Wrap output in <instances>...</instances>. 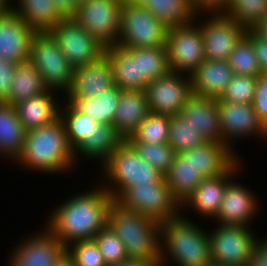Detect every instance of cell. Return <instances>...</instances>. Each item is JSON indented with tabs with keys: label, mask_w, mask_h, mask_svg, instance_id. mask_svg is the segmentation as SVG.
I'll list each match as a JSON object with an SVG mask.
<instances>
[{
	"label": "cell",
	"mask_w": 267,
	"mask_h": 266,
	"mask_svg": "<svg viewBox=\"0 0 267 266\" xmlns=\"http://www.w3.org/2000/svg\"><path fill=\"white\" fill-rule=\"evenodd\" d=\"M91 186L66 198L49 212L43 224L65 247L93 239L108 224V210L114 199L98 181Z\"/></svg>",
	"instance_id": "obj_1"
},
{
	"label": "cell",
	"mask_w": 267,
	"mask_h": 266,
	"mask_svg": "<svg viewBox=\"0 0 267 266\" xmlns=\"http://www.w3.org/2000/svg\"><path fill=\"white\" fill-rule=\"evenodd\" d=\"M14 163L43 175L75 173L78 165L61 119L27 131L22 153Z\"/></svg>",
	"instance_id": "obj_2"
},
{
	"label": "cell",
	"mask_w": 267,
	"mask_h": 266,
	"mask_svg": "<svg viewBox=\"0 0 267 266\" xmlns=\"http://www.w3.org/2000/svg\"><path fill=\"white\" fill-rule=\"evenodd\" d=\"M59 118L65 128L68 143L74 151L77 165L82 158L100 165L125 140L110 124H101L78 111L65 100L60 106ZM81 158V159H80Z\"/></svg>",
	"instance_id": "obj_3"
},
{
	"label": "cell",
	"mask_w": 267,
	"mask_h": 266,
	"mask_svg": "<svg viewBox=\"0 0 267 266\" xmlns=\"http://www.w3.org/2000/svg\"><path fill=\"white\" fill-rule=\"evenodd\" d=\"M186 216L180 213L160 224V266H208L212 263L208 231Z\"/></svg>",
	"instance_id": "obj_4"
},
{
	"label": "cell",
	"mask_w": 267,
	"mask_h": 266,
	"mask_svg": "<svg viewBox=\"0 0 267 266\" xmlns=\"http://www.w3.org/2000/svg\"><path fill=\"white\" fill-rule=\"evenodd\" d=\"M108 225L125 246L128 259L160 266V224L122 207L115 200L108 210Z\"/></svg>",
	"instance_id": "obj_5"
},
{
	"label": "cell",
	"mask_w": 267,
	"mask_h": 266,
	"mask_svg": "<svg viewBox=\"0 0 267 266\" xmlns=\"http://www.w3.org/2000/svg\"><path fill=\"white\" fill-rule=\"evenodd\" d=\"M99 167L102 179L98 183L114 200L128 187L154 185L164 178V174L144 161L127 141L117 147Z\"/></svg>",
	"instance_id": "obj_6"
},
{
	"label": "cell",
	"mask_w": 267,
	"mask_h": 266,
	"mask_svg": "<svg viewBox=\"0 0 267 266\" xmlns=\"http://www.w3.org/2000/svg\"><path fill=\"white\" fill-rule=\"evenodd\" d=\"M28 60L41 74L44 86L64 97L73 83L74 68L50 32L33 34Z\"/></svg>",
	"instance_id": "obj_7"
},
{
	"label": "cell",
	"mask_w": 267,
	"mask_h": 266,
	"mask_svg": "<svg viewBox=\"0 0 267 266\" xmlns=\"http://www.w3.org/2000/svg\"><path fill=\"white\" fill-rule=\"evenodd\" d=\"M169 27L144 6L123 1L117 45L124 48L166 46Z\"/></svg>",
	"instance_id": "obj_8"
},
{
	"label": "cell",
	"mask_w": 267,
	"mask_h": 266,
	"mask_svg": "<svg viewBox=\"0 0 267 266\" xmlns=\"http://www.w3.org/2000/svg\"><path fill=\"white\" fill-rule=\"evenodd\" d=\"M122 207L162 224L180 214L165 178L154 185L128 187L116 200Z\"/></svg>",
	"instance_id": "obj_9"
},
{
	"label": "cell",
	"mask_w": 267,
	"mask_h": 266,
	"mask_svg": "<svg viewBox=\"0 0 267 266\" xmlns=\"http://www.w3.org/2000/svg\"><path fill=\"white\" fill-rule=\"evenodd\" d=\"M208 231L211 260L223 266H249L258 241L254 228L215 223Z\"/></svg>",
	"instance_id": "obj_10"
},
{
	"label": "cell",
	"mask_w": 267,
	"mask_h": 266,
	"mask_svg": "<svg viewBox=\"0 0 267 266\" xmlns=\"http://www.w3.org/2000/svg\"><path fill=\"white\" fill-rule=\"evenodd\" d=\"M166 48L169 70L190 76L205 60L197 17L191 23L169 27Z\"/></svg>",
	"instance_id": "obj_11"
},
{
	"label": "cell",
	"mask_w": 267,
	"mask_h": 266,
	"mask_svg": "<svg viewBox=\"0 0 267 266\" xmlns=\"http://www.w3.org/2000/svg\"><path fill=\"white\" fill-rule=\"evenodd\" d=\"M123 0H88L78 5L76 22L106 48L117 45Z\"/></svg>",
	"instance_id": "obj_12"
},
{
	"label": "cell",
	"mask_w": 267,
	"mask_h": 266,
	"mask_svg": "<svg viewBox=\"0 0 267 266\" xmlns=\"http://www.w3.org/2000/svg\"><path fill=\"white\" fill-rule=\"evenodd\" d=\"M196 17L203 36L205 59L227 61L245 36L246 28L222 13L196 14Z\"/></svg>",
	"instance_id": "obj_13"
},
{
	"label": "cell",
	"mask_w": 267,
	"mask_h": 266,
	"mask_svg": "<svg viewBox=\"0 0 267 266\" xmlns=\"http://www.w3.org/2000/svg\"><path fill=\"white\" fill-rule=\"evenodd\" d=\"M50 34L74 69L100 59L106 47L81 27L74 18L60 21Z\"/></svg>",
	"instance_id": "obj_14"
},
{
	"label": "cell",
	"mask_w": 267,
	"mask_h": 266,
	"mask_svg": "<svg viewBox=\"0 0 267 266\" xmlns=\"http://www.w3.org/2000/svg\"><path fill=\"white\" fill-rule=\"evenodd\" d=\"M222 144H226L238 156L235 149L239 139L261 138L264 142L265 127L260 122L252 104L217 101ZM238 139V140H237ZM237 141V142H236ZM236 142V143H235Z\"/></svg>",
	"instance_id": "obj_15"
},
{
	"label": "cell",
	"mask_w": 267,
	"mask_h": 266,
	"mask_svg": "<svg viewBox=\"0 0 267 266\" xmlns=\"http://www.w3.org/2000/svg\"><path fill=\"white\" fill-rule=\"evenodd\" d=\"M41 229L18 239L6 266H54L63 257L66 247L45 226Z\"/></svg>",
	"instance_id": "obj_16"
},
{
	"label": "cell",
	"mask_w": 267,
	"mask_h": 266,
	"mask_svg": "<svg viewBox=\"0 0 267 266\" xmlns=\"http://www.w3.org/2000/svg\"><path fill=\"white\" fill-rule=\"evenodd\" d=\"M145 93L151 113L178 115L192 95L190 76L169 71L166 75L150 81Z\"/></svg>",
	"instance_id": "obj_17"
},
{
	"label": "cell",
	"mask_w": 267,
	"mask_h": 266,
	"mask_svg": "<svg viewBox=\"0 0 267 266\" xmlns=\"http://www.w3.org/2000/svg\"><path fill=\"white\" fill-rule=\"evenodd\" d=\"M240 157L226 172L219 176L204 178L200 185L180 205V213L193 212L206 220L213 221L219 213L227 184L243 171V162ZM187 209H189L187 211ZM192 209V210H191ZM191 210V211H190Z\"/></svg>",
	"instance_id": "obj_18"
},
{
	"label": "cell",
	"mask_w": 267,
	"mask_h": 266,
	"mask_svg": "<svg viewBox=\"0 0 267 266\" xmlns=\"http://www.w3.org/2000/svg\"><path fill=\"white\" fill-rule=\"evenodd\" d=\"M237 177L238 175L227 184L219 213L214 221L221 225L253 228V221L257 220L262 207L261 201H258L261 199L256 196L257 192L254 194L249 187L236 181Z\"/></svg>",
	"instance_id": "obj_19"
},
{
	"label": "cell",
	"mask_w": 267,
	"mask_h": 266,
	"mask_svg": "<svg viewBox=\"0 0 267 266\" xmlns=\"http://www.w3.org/2000/svg\"><path fill=\"white\" fill-rule=\"evenodd\" d=\"M114 86L112 63L104 54L97 61L74 69L73 83L63 100L73 104L79 98H93Z\"/></svg>",
	"instance_id": "obj_20"
},
{
	"label": "cell",
	"mask_w": 267,
	"mask_h": 266,
	"mask_svg": "<svg viewBox=\"0 0 267 266\" xmlns=\"http://www.w3.org/2000/svg\"><path fill=\"white\" fill-rule=\"evenodd\" d=\"M34 33L13 10L0 16V58L16 64L28 61Z\"/></svg>",
	"instance_id": "obj_21"
},
{
	"label": "cell",
	"mask_w": 267,
	"mask_h": 266,
	"mask_svg": "<svg viewBox=\"0 0 267 266\" xmlns=\"http://www.w3.org/2000/svg\"><path fill=\"white\" fill-rule=\"evenodd\" d=\"M203 178L215 177L226 172L241 156L226 144L206 142L202 146L179 154Z\"/></svg>",
	"instance_id": "obj_22"
},
{
	"label": "cell",
	"mask_w": 267,
	"mask_h": 266,
	"mask_svg": "<svg viewBox=\"0 0 267 266\" xmlns=\"http://www.w3.org/2000/svg\"><path fill=\"white\" fill-rule=\"evenodd\" d=\"M179 115L207 142L222 143L217 100L192 94L181 108Z\"/></svg>",
	"instance_id": "obj_23"
},
{
	"label": "cell",
	"mask_w": 267,
	"mask_h": 266,
	"mask_svg": "<svg viewBox=\"0 0 267 266\" xmlns=\"http://www.w3.org/2000/svg\"><path fill=\"white\" fill-rule=\"evenodd\" d=\"M105 55L112 63L115 85L121 90H145L148 81L141 75L140 53L135 48L118 45L105 49Z\"/></svg>",
	"instance_id": "obj_24"
},
{
	"label": "cell",
	"mask_w": 267,
	"mask_h": 266,
	"mask_svg": "<svg viewBox=\"0 0 267 266\" xmlns=\"http://www.w3.org/2000/svg\"><path fill=\"white\" fill-rule=\"evenodd\" d=\"M59 94L48 90L44 94L35 95L13 105L26 131L46 126L59 118L62 103L59 99L63 97Z\"/></svg>",
	"instance_id": "obj_25"
},
{
	"label": "cell",
	"mask_w": 267,
	"mask_h": 266,
	"mask_svg": "<svg viewBox=\"0 0 267 266\" xmlns=\"http://www.w3.org/2000/svg\"><path fill=\"white\" fill-rule=\"evenodd\" d=\"M234 75L227 61L205 59L190 75L192 94L218 99Z\"/></svg>",
	"instance_id": "obj_26"
},
{
	"label": "cell",
	"mask_w": 267,
	"mask_h": 266,
	"mask_svg": "<svg viewBox=\"0 0 267 266\" xmlns=\"http://www.w3.org/2000/svg\"><path fill=\"white\" fill-rule=\"evenodd\" d=\"M150 113L145 90H121L113 126L126 141Z\"/></svg>",
	"instance_id": "obj_27"
},
{
	"label": "cell",
	"mask_w": 267,
	"mask_h": 266,
	"mask_svg": "<svg viewBox=\"0 0 267 266\" xmlns=\"http://www.w3.org/2000/svg\"><path fill=\"white\" fill-rule=\"evenodd\" d=\"M26 130L20 122L15 108L0 101V161L14 163L22 153Z\"/></svg>",
	"instance_id": "obj_28"
},
{
	"label": "cell",
	"mask_w": 267,
	"mask_h": 266,
	"mask_svg": "<svg viewBox=\"0 0 267 266\" xmlns=\"http://www.w3.org/2000/svg\"><path fill=\"white\" fill-rule=\"evenodd\" d=\"M12 10L34 32H50L65 19L57 10L54 0H13ZM16 3V4H15Z\"/></svg>",
	"instance_id": "obj_29"
},
{
	"label": "cell",
	"mask_w": 267,
	"mask_h": 266,
	"mask_svg": "<svg viewBox=\"0 0 267 266\" xmlns=\"http://www.w3.org/2000/svg\"><path fill=\"white\" fill-rule=\"evenodd\" d=\"M144 6L153 16L168 27L191 23L196 13L191 0H123Z\"/></svg>",
	"instance_id": "obj_30"
},
{
	"label": "cell",
	"mask_w": 267,
	"mask_h": 266,
	"mask_svg": "<svg viewBox=\"0 0 267 266\" xmlns=\"http://www.w3.org/2000/svg\"><path fill=\"white\" fill-rule=\"evenodd\" d=\"M47 91L48 89L44 86L41 74L28 60L16 64L10 91L4 102L14 105L35 95L44 94Z\"/></svg>",
	"instance_id": "obj_31"
},
{
	"label": "cell",
	"mask_w": 267,
	"mask_h": 266,
	"mask_svg": "<svg viewBox=\"0 0 267 266\" xmlns=\"http://www.w3.org/2000/svg\"><path fill=\"white\" fill-rule=\"evenodd\" d=\"M164 178L173 198L181 205L204 179L177 154Z\"/></svg>",
	"instance_id": "obj_32"
},
{
	"label": "cell",
	"mask_w": 267,
	"mask_h": 266,
	"mask_svg": "<svg viewBox=\"0 0 267 266\" xmlns=\"http://www.w3.org/2000/svg\"><path fill=\"white\" fill-rule=\"evenodd\" d=\"M120 99V88L115 85L93 98H79L72 105L81 113L101 124H113Z\"/></svg>",
	"instance_id": "obj_33"
},
{
	"label": "cell",
	"mask_w": 267,
	"mask_h": 266,
	"mask_svg": "<svg viewBox=\"0 0 267 266\" xmlns=\"http://www.w3.org/2000/svg\"><path fill=\"white\" fill-rule=\"evenodd\" d=\"M168 144L176 154L202 146L207 141L179 114L170 116Z\"/></svg>",
	"instance_id": "obj_34"
},
{
	"label": "cell",
	"mask_w": 267,
	"mask_h": 266,
	"mask_svg": "<svg viewBox=\"0 0 267 266\" xmlns=\"http://www.w3.org/2000/svg\"><path fill=\"white\" fill-rule=\"evenodd\" d=\"M170 116L149 113L127 142H142L145 144L168 143Z\"/></svg>",
	"instance_id": "obj_35"
},
{
	"label": "cell",
	"mask_w": 267,
	"mask_h": 266,
	"mask_svg": "<svg viewBox=\"0 0 267 266\" xmlns=\"http://www.w3.org/2000/svg\"><path fill=\"white\" fill-rule=\"evenodd\" d=\"M266 12L267 0H229L222 14L249 29L261 20Z\"/></svg>",
	"instance_id": "obj_36"
},
{
	"label": "cell",
	"mask_w": 267,
	"mask_h": 266,
	"mask_svg": "<svg viewBox=\"0 0 267 266\" xmlns=\"http://www.w3.org/2000/svg\"><path fill=\"white\" fill-rule=\"evenodd\" d=\"M227 62L235 75L258 77L261 74L254 48L246 36L233 49Z\"/></svg>",
	"instance_id": "obj_37"
},
{
	"label": "cell",
	"mask_w": 267,
	"mask_h": 266,
	"mask_svg": "<svg viewBox=\"0 0 267 266\" xmlns=\"http://www.w3.org/2000/svg\"><path fill=\"white\" fill-rule=\"evenodd\" d=\"M135 151L141 156L144 161H147L151 166L158 169L162 174H165L175 156L177 155L174 149L168 144H145L142 142H128Z\"/></svg>",
	"instance_id": "obj_38"
},
{
	"label": "cell",
	"mask_w": 267,
	"mask_h": 266,
	"mask_svg": "<svg viewBox=\"0 0 267 266\" xmlns=\"http://www.w3.org/2000/svg\"><path fill=\"white\" fill-rule=\"evenodd\" d=\"M135 49L140 53L141 75H144L148 82L164 76L170 71L166 46Z\"/></svg>",
	"instance_id": "obj_39"
},
{
	"label": "cell",
	"mask_w": 267,
	"mask_h": 266,
	"mask_svg": "<svg viewBox=\"0 0 267 266\" xmlns=\"http://www.w3.org/2000/svg\"><path fill=\"white\" fill-rule=\"evenodd\" d=\"M93 239L107 266L115 265L128 259L123 242L108 224Z\"/></svg>",
	"instance_id": "obj_40"
},
{
	"label": "cell",
	"mask_w": 267,
	"mask_h": 266,
	"mask_svg": "<svg viewBox=\"0 0 267 266\" xmlns=\"http://www.w3.org/2000/svg\"><path fill=\"white\" fill-rule=\"evenodd\" d=\"M257 77L234 75L217 101L252 104Z\"/></svg>",
	"instance_id": "obj_41"
},
{
	"label": "cell",
	"mask_w": 267,
	"mask_h": 266,
	"mask_svg": "<svg viewBox=\"0 0 267 266\" xmlns=\"http://www.w3.org/2000/svg\"><path fill=\"white\" fill-rule=\"evenodd\" d=\"M75 266H107L94 239L75 241L66 247Z\"/></svg>",
	"instance_id": "obj_42"
},
{
	"label": "cell",
	"mask_w": 267,
	"mask_h": 266,
	"mask_svg": "<svg viewBox=\"0 0 267 266\" xmlns=\"http://www.w3.org/2000/svg\"><path fill=\"white\" fill-rule=\"evenodd\" d=\"M252 106L260 122L265 127L267 125V74H260L257 77Z\"/></svg>",
	"instance_id": "obj_43"
},
{
	"label": "cell",
	"mask_w": 267,
	"mask_h": 266,
	"mask_svg": "<svg viewBox=\"0 0 267 266\" xmlns=\"http://www.w3.org/2000/svg\"><path fill=\"white\" fill-rule=\"evenodd\" d=\"M245 36L252 43L261 74H267V38L258 36L251 28L246 29Z\"/></svg>",
	"instance_id": "obj_44"
},
{
	"label": "cell",
	"mask_w": 267,
	"mask_h": 266,
	"mask_svg": "<svg viewBox=\"0 0 267 266\" xmlns=\"http://www.w3.org/2000/svg\"><path fill=\"white\" fill-rule=\"evenodd\" d=\"M16 63L0 58V101H4L9 94Z\"/></svg>",
	"instance_id": "obj_45"
},
{
	"label": "cell",
	"mask_w": 267,
	"mask_h": 266,
	"mask_svg": "<svg viewBox=\"0 0 267 266\" xmlns=\"http://www.w3.org/2000/svg\"><path fill=\"white\" fill-rule=\"evenodd\" d=\"M229 0H191L196 14L222 13Z\"/></svg>",
	"instance_id": "obj_46"
},
{
	"label": "cell",
	"mask_w": 267,
	"mask_h": 266,
	"mask_svg": "<svg viewBox=\"0 0 267 266\" xmlns=\"http://www.w3.org/2000/svg\"><path fill=\"white\" fill-rule=\"evenodd\" d=\"M265 237L258 236L249 266H267V236Z\"/></svg>",
	"instance_id": "obj_47"
},
{
	"label": "cell",
	"mask_w": 267,
	"mask_h": 266,
	"mask_svg": "<svg viewBox=\"0 0 267 266\" xmlns=\"http://www.w3.org/2000/svg\"><path fill=\"white\" fill-rule=\"evenodd\" d=\"M58 12L65 18H74L78 11L76 0H54Z\"/></svg>",
	"instance_id": "obj_48"
},
{
	"label": "cell",
	"mask_w": 267,
	"mask_h": 266,
	"mask_svg": "<svg viewBox=\"0 0 267 266\" xmlns=\"http://www.w3.org/2000/svg\"><path fill=\"white\" fill-rule=\"evenodd\" d=\"M251 29L260 37L267 38V12Z\"/></svg>",
	"instance_id": "obj_49"
},
{
	"label": "cell",
	"mask_w": 267,
	"mask_h": 266,
	"mask_svg": "<svg viewBox=\"0 0 267 266\" xmlns=\"http://www.w3.org/2000/svg\"><path fill=\"white\" fill-rule=\"evenodd\" d=\"M111 266H155V265L147 263L143 260L127 259L123 262Z\"/></svg>",
	"instance_id": "obj_50"
},
{
	"label": "cell",
	"mask_w": 267,
	"mask_h": 266,
	"mask_svg": "<svg viewBox=\"0 0 267 266\" xmlns=\"http://www.w3.org/2000/svg\"><path fill=\"white\" fill-rule=\"evenodd\" d=\"M12 0H0V16L12 10Z\"/></svg>",
	"instance_id": "obj_51"
},
{
	"label": "cell",
	"mask_w": 267,
	"mask_h": 266,
	"mask_svg": "<svg viewBox=\"0 0 267 266\" xmlns=\"http://www.w3.org/2000/svg\"><path fill=\"white\" fill-rule=\"evenodd\" d=\"M54 266H75L73 260L65 253Z\"/></svg>",
	"instance_id": "obj_52"
},
{
	"label": "cell",
	"mask_w": 267,
	"mask_h": 266,
	"mask_svg": "<svg viewBox=\"0 0 267 266\" xmlns=\"http://www.w3.org/2000/svg\"><path fill=\"white\" fill-rule=\"evenodd\" d=\"M267 125L265 126L264 143L267 142Z\"/></svg>",
	"instance_id": "obj_53"
},
{
	"label": "cell",
	"mask_w": 267,
	"mask_h": 266,
	"mask_svg": "<svg viewBox=\"0 0 267 266\" xmlns=\"http://www.w3.org/2000/svg\"><path fill=\"white\" fill-rule=\"evenodd\" d=\"M76 1H77L78 5H79L80 3H82V2H86V1H88V0H76Z\"/></svg>",
	"instance_id": "obj_54"
},
{
	"label": "cell",
	"mask_w": 267,
	"mask_h": 266,
	"mask_svg": "<svg viewBox=\"0 0 267 266\" xmlns=\"http://www.w3.org/2000/svg\"><path fill=\"white\" fill-rule=\"evenodd\" d=\"M208 266H223V265H219V264L210 263Z\"/></svg>",
	"instance_id": "obj_55"
}]
</instances>
